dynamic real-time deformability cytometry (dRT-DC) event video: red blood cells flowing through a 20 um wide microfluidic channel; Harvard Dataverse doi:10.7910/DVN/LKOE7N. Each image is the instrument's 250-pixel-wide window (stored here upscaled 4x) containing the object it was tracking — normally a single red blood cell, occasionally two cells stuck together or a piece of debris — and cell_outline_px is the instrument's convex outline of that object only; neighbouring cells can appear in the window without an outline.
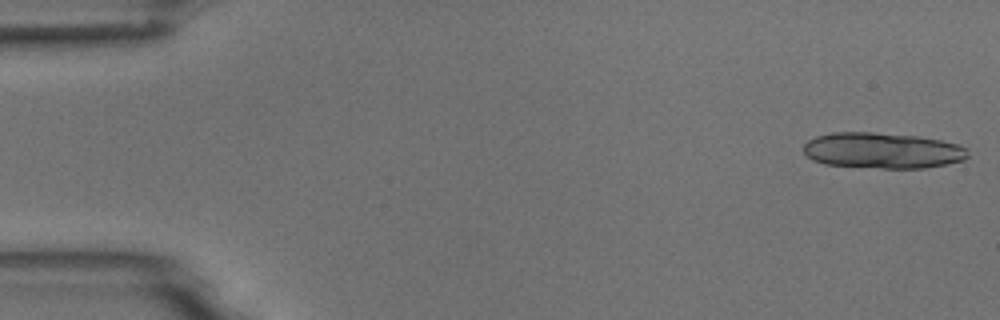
{"species": "common noctule bat (a hibernating species)", "species_latin": "Nyctalus noctula", "temperature_condition": "room temperature", "stored_images_in_passage": 14, "camera_frame_rate_fps": 3000, "um_per_image_px": 0.085, "animal": {"sex": "male", "body_mass_g": 18.8}, "frame": {"image": 1, "passage_image": 1, "time_ms": 0.0, "image_size_px": [1000, 320], "cell_outline_px": [[968, 156], [964, 160], [924, 168], [880, 168], [824, 164], [812, 160], [804, 152], [804, 144], [808, 140], [816, 136], [832, 132], [872, 132], [916, 136], [940, 140], [956, 144], [968, 148]], "centroid_in_image_um": [74.99, 12.79], "position_along_channel_um": 10.0, "area_um2": 34.28}}